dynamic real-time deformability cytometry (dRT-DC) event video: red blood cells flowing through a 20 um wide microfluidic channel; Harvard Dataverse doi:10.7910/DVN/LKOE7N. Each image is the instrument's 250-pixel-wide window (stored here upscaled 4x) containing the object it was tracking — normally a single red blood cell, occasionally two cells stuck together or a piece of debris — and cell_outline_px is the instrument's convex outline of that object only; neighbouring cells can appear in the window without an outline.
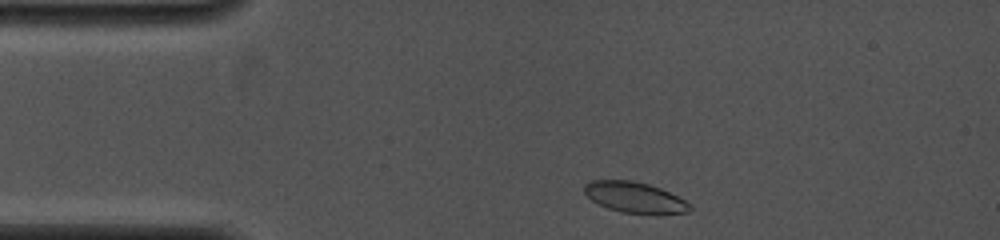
{"species": "common noctule bat (a hibernating species)", "species_latin": "Nyctalus noctula", "temperature_condition": "cold", "stored_images_in_passage": 12, "camera_frame_rate_fps": 4000, "um_per_image_px": 0.085, "animal": {"sex": "female", "body_mass_g": 19.0, "forearm_length_mm": 53.3}, "frame": {"image": 1, "passage_image": 2, "time_ms": 0.25, "image_size_px": [1000, 240], "cell_outline_px": [[692, 208], [688, 212], [620, 212], [608, 208], [592, 200], [584, 192], [584, 184], [592, 180], [632, 180], [648, 184], [660, 188], [692, 204]], "centroid_in_image_um": [53.91, 16.74], "position_along_channel_um": 31.1, "area_um2": 18.32}}
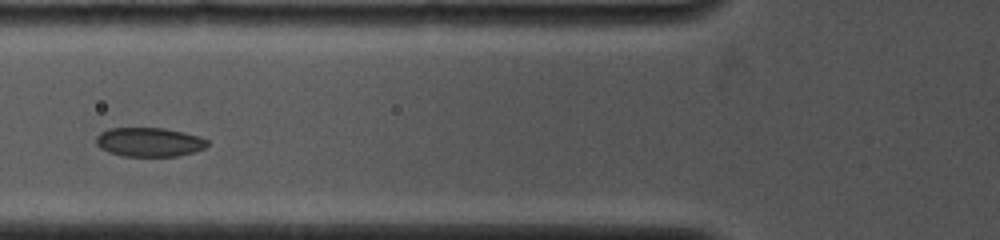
{"frame": {"image": 2, "passage_image": 9, "time_ms": 3.25, "image_size_px": [1000, 240], "cell_outline_px": [[208, 144], [204, 148], [192, 152], [176, 156], [124, 156], [108, 152], [100, 148], [96, 144], [96, 136], [100, 132], [108, 128], [164, 128], [184, 132], [200, 136], [208, 140]], "centroid_in_image_um": [12.66, 12.07], "position_along_channel_um": 113.1, "area_um2": 18.9}}
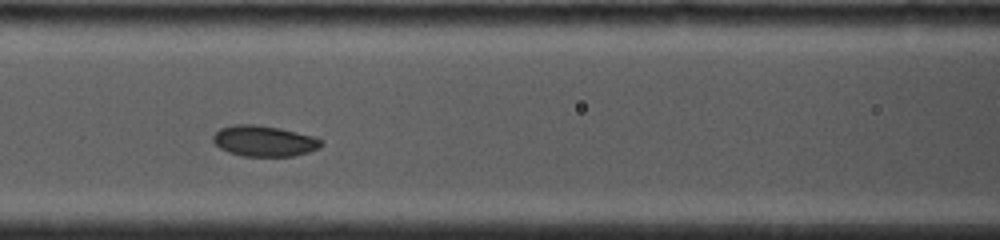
{"frame": {"image": 3, "passage_image": 10, "time_ms": 4.0, "image_size_px": [1000, 240], "cell_outline_px": [[324, 144], [320, 148], [308, 152], [292, 156], [244, 156], [228, 152], [220, 148], [212, 140], [212, 136], [220, 128], [236, 124], [256, 124], [280, 128], [312, 136], [324, 140]], "centroid_in_image_um": [22.46, 11.98], "position_along_channel_um": 144.1, "area_um2": 19.48}}